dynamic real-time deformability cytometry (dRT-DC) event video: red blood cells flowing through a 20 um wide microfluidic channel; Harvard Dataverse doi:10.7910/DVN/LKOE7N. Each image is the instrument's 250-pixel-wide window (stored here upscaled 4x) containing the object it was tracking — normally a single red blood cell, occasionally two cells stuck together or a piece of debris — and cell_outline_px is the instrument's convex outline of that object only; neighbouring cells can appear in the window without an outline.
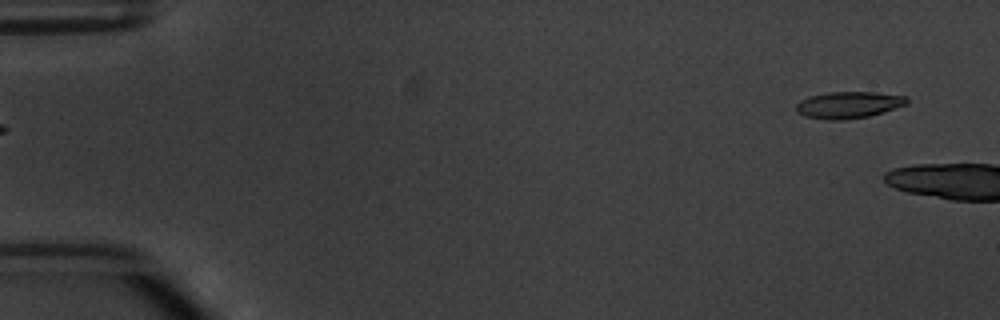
{"species": "common noctule bat (a hibernating species)", "species_latin": "Nyctalus noctula", "temperature_condition": "warm", "stored_images_in_passage": 2, "segment_of_instrument_passage": [2, 2], "camera_frame_rate_fps": 3000, "um_per_image_px": 0.085, "animal": {"sex": "male", "body_mass_g": 20.1, "forearm_length_mm": 53.5}, "frame": {"image": 1, "passage_image": 2, "time_ms": 1.333, "image_size_px": [1000, 320], "cell_outline_px": [[908, 104], [884, 112], [868, 116], [844, 120], [828, 120], [804, 116], [796, 112], [796, 104], [800, 100], [808, 96], [828, 92], [876, 92], [908, 96]], "centroid_in_image_um": [72.13, 8.91], "position_along_channel_um": 12.9, "area_um2": 17.46}}